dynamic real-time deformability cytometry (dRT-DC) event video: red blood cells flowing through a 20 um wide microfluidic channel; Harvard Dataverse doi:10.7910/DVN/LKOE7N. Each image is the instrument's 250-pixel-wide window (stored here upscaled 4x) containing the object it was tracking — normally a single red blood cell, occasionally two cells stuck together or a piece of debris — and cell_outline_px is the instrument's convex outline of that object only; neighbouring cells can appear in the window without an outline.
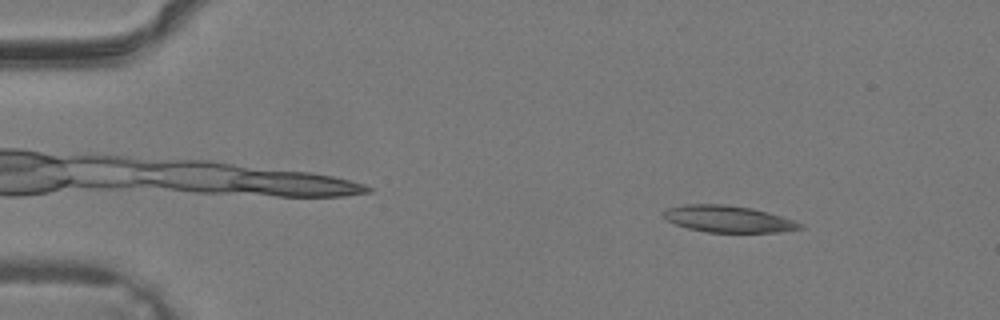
{"species": "common noctule bat (a hibernating species)", "species_latin": "Nyctalus noctula", "temperature_condition": "warm", "stored_images_in_passage": 38, "camera_frame_rate_fps": 3000, "um_per_image_px": 0.085, "animal": {"sex": "male", "body_mass_g": 19.2, "forearm_length_mm": 51.8}, "frame": {"image": 1, "passage_image": 5, "time_ms": 1.333, "image_size_px": [1000, 320], "cell_outline_px": [[804, 228], [780, 232], [708, 232], [688, 228], [676, 224], [668, 220], [660, 212], [668, 208], [684, 204], [724, 204], [752, 208], [768, 212], [804, 224]], "centroid_in_image_um": [61.9, 18.61], "position_along_channel_um": 23.1, "area_um2": 21.15}}
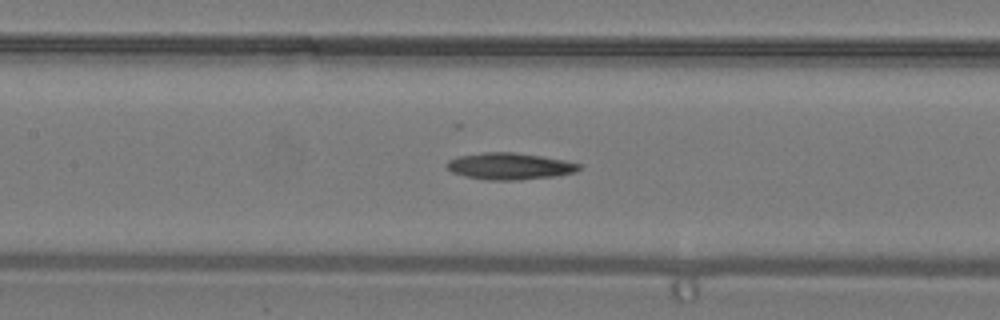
{"frame": {"image": 2, "passage_image": 18, "time_ms": 5.667, "image_size_px": [1000, 320], "cell_outline_px": [[584, 164], [576, 172], [556, 176], [520, 180], [488, 180], [464, 176], [452, 172], [444, 164], [448, 160], [460, 156], [484, 152], [512, 152], [540, 156], [564, 160]], "centroid_in_image_um": [43.34, 14.13], "position_along_channel_um": 164.1, "area_um2": 20.63}}
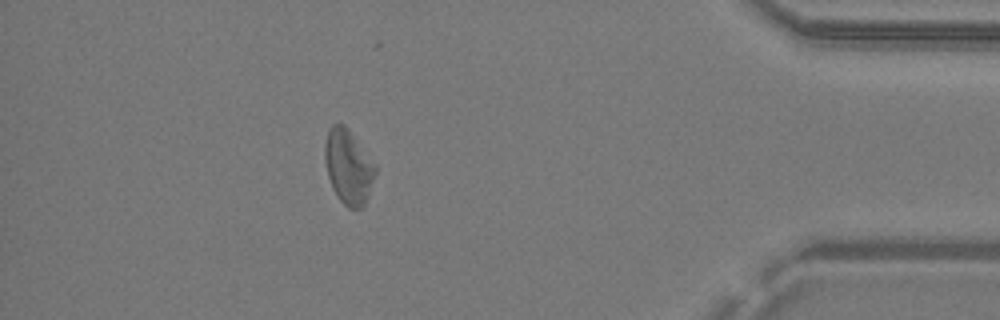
{"frame": {"image": 3, "passage_image": 34, "time_ms": 11.0, "image_size_px": [1000, 320], "cell_outline_px": [[376, 172], [368, 196], [364, 204], [360, 208], [348, 208], [340, 200], [332, 188], [328, 176], [324, 160], [324, 144], [328, 128], [332, 124], [344, 124], [348, 128], [376, 164]], "centroid_in_image_um": [29.6, 14.14], "position_along_channel_um": 405.6, "area_um2": 22.02}}